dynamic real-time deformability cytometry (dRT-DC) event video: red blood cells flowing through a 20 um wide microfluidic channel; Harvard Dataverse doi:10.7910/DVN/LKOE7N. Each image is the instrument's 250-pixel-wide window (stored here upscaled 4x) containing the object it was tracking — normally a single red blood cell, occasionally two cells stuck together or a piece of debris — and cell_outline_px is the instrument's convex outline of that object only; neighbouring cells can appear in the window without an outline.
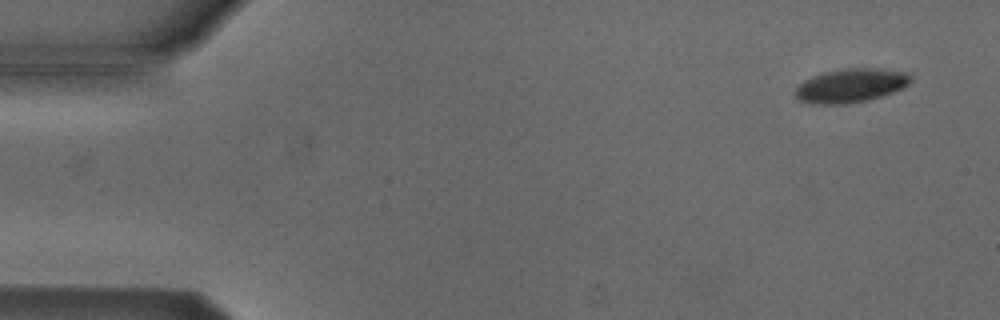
{"species": "Egyptian fruit bat (a non-hibernating species)", "species_latin": "Rousettus aegyptiacus", "temperature_condition": "cold", "stored_images_in_passage": 52, "segment_of_instrument_passage": [1, 2], "camera_frame_rate_fps": 3000, "um_per_image_px": 0.085, "animal": {"sex": "male"}, "frame": {"image": 1, "passage_image": 1, "time_ms": 0.0, "image_size_px": [1000, 320], "cell_outline_px": [[912, 80], [908, 84], [892, 92], [880, 96], [864, 100], [844, 104], [812, 104], [800, 100], [792, 92], [804, 80], [812, 76], [824, 72], [840, 68], [880, 68], [908, 72], [912, 76]], "centroid_in_image_um": [72.3, 7.25], "position_along_channel_um": 12.7, "area_um2": 22.77}}
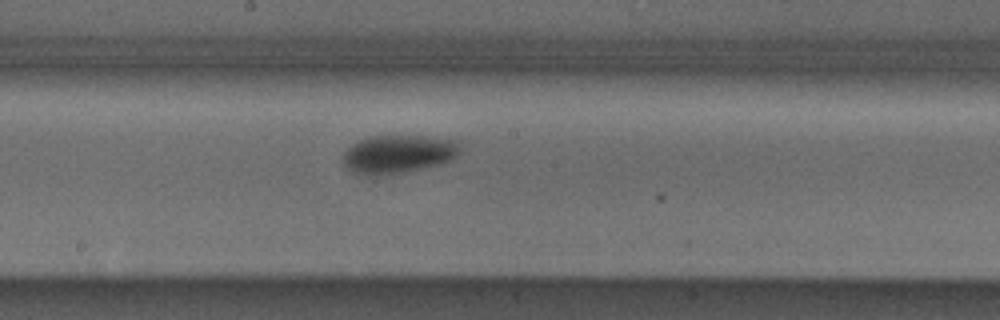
{"frame": {"image": 2, "passage_image": 26, "time_ms": 8.333, "image_size_px": [1000, 320], "cell_outline_px": [[460, 152], [452, 160], [440, 164], [424, 168], [400, 172], [368, 176], [352, 172], [344, 164], [344, 152], [352, 144], [360, 140], [372, 136], [424, 136], [456, 140], [460, 144]], "centroid_in_image_um": [33.87, 13.09], "position_along_channel_um": 214.3, "area_um2": 25.95}}
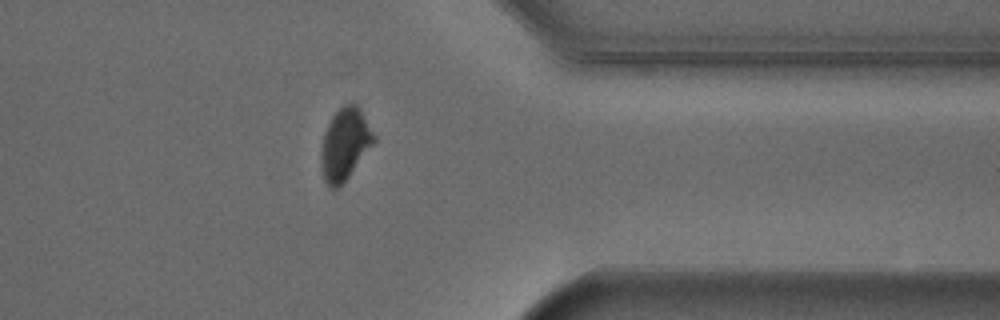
{"frame": {"image": 3, "passage_image": 40, "time_ms": 13.0, "image_size_px": [1000, 320], "cell_outline_px": [[376, 140], [348, 176], [336, 188], [328, 188], [324, 180], [320, 160], [320, 152], [324, 132], [332, 116], [344, 104], [356, 104], [360, 108], [376, 136]], "centroid_in_image_um": [29.3, 12.23], "position_along_channel_um": 382.1, "area_um2": 21.85}}